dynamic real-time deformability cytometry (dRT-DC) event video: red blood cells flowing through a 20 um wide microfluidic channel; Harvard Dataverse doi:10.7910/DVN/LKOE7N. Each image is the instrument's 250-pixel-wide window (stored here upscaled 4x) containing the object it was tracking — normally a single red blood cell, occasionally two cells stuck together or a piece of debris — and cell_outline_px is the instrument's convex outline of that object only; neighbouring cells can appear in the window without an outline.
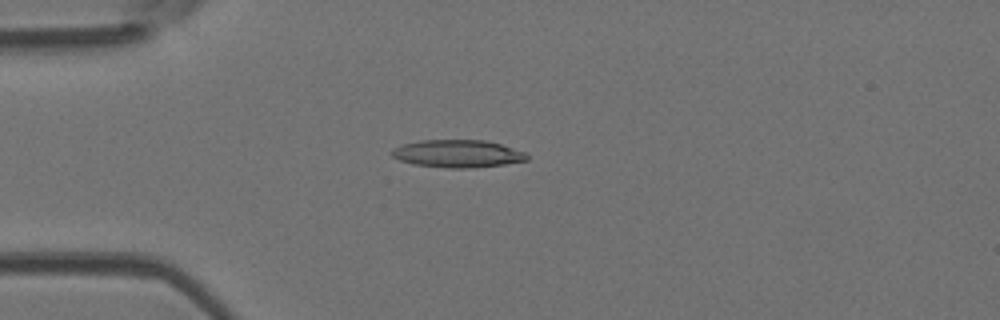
{"species": "Egyptian fruit bat (a non-hibernating species)", "species_latin": "Rousettus aegyptiacus", "temperature_condition": "room temperature", "stored_images_in_passage": 52, "camera_frame_rate_fps": 3000, "um_per_image_px": 0.085, "animal": {"sex": "female"}, "frame": {"image": 1, "passage_image": 14, "time_ms": 4.333, "image_size_px": [1000, 320], "cell_outline_px": [[528, 160], [504, 164], [468, 168], [448, 168], [412, 164], [400, 160], [392, 156], [388, 152], [392, 148], [404, 144], [420, 140], [484, 140], [500, 144], [524, 152], [528, 156]], "centroid_in_image_um": [38.84, 13.06], "position_along_channel_um": 46.2, "area_um2": 21.68}}
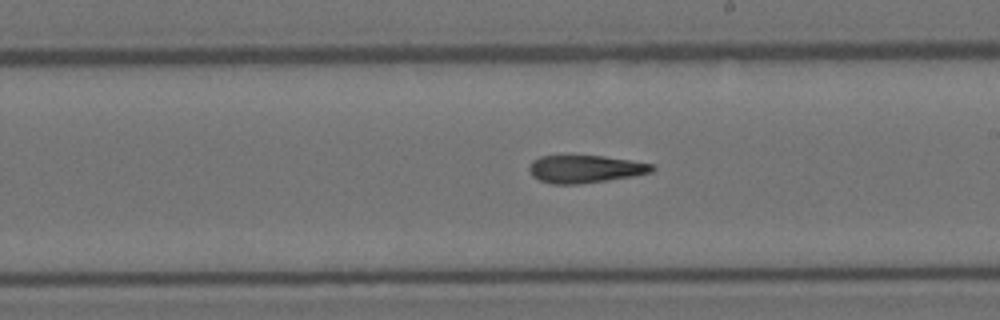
{"frame": {"image": 2, "passage_image": 30, "time_ms": 9.667, "image_size_px": [1000, 320], "cell_outline_px": [[656, 168], [652, 172], [636, 176], [580, 184], [552, 184], [540, 180], [532, 176], [528, 168], [528, 164], [532, 160], [540, 156], [604, 156], [656, 164]], "centroid_in_image_um": [49.77, 14.37], "position_along_channel_um": 239.2, "area_um2": 20.06}}
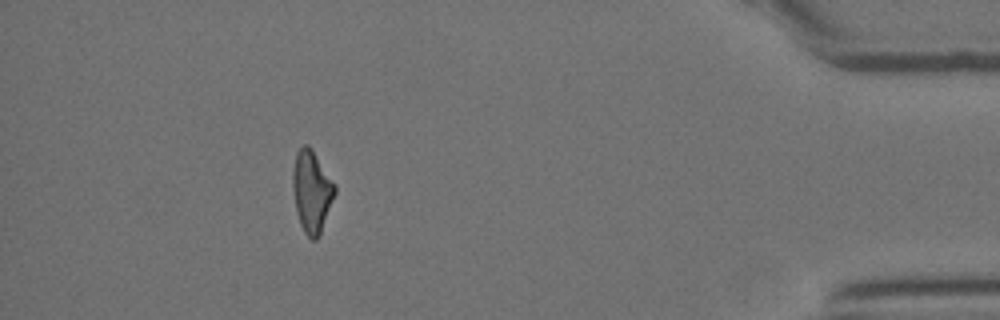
{"frame": {"image": 3, "passage_image": 47, "time_ms": 15.333, "image_size_px": [1000, 320], "cell_outline_px": [[336, 192], [320, 236], [316, 240], [312, 240], [304, 232], [300, 224], [296, 212], [292, 188], [292, 172], [296, 152], [304, 144], [308, 144], [312, 148], [336, 184]], "centroid_in_image_um": [26.5, 16.26], "position_along_channel_um": 408.7, "area_um2": 20.46}, "authors_computed_cell_mechanics": {"area_um2": 20.4323, "velocity_mm_per_s": 3.945, "shape_relaxation_time_tau1_ms": null, "shape_relaxation_time_tau2_ms": 5.3462, "deformation_change_tau1": null, "deformation_change_tau2": 0.1806}}